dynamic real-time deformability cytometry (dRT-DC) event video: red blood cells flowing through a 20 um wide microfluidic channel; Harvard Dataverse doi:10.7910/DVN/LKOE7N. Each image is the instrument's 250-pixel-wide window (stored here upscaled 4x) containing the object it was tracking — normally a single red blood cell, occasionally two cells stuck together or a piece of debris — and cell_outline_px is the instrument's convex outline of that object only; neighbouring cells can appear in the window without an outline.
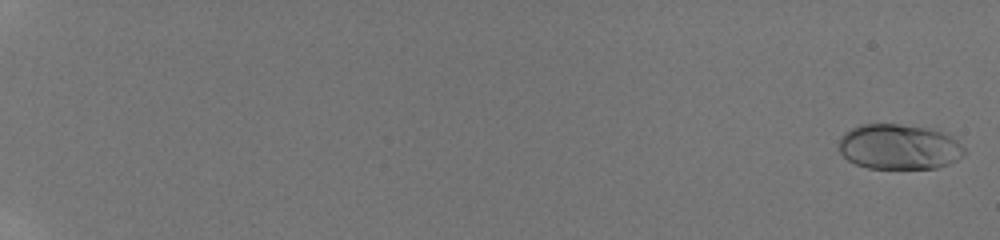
{"species": "human", "species_latin": "Homo sapiens", "temperature_condition": "room temperature", "stored_images_in_passage": 40, "camera_frame_rate_fps": 3000, "um_per_image_px": 0.085, "donor": {"sex": "male"}, "frame": {"image": 1, "passage_image": 2, "time_ms": 0.333, "image_size_px": [1000, 240], "cell_outline_px": [[964, 156], [948, 164], [936, 168], [868, 168], [856, 164], [848, 160], [836, 148], [840, 136], [844, 132], [860, 124], [896, 124], [928, 128], [940, 132], [956, 140], [964, 148]], "centroid_in_image_um": [76.35, 12.48], "position_along_channel_um": 8.6, "area_um2": 33.06}}
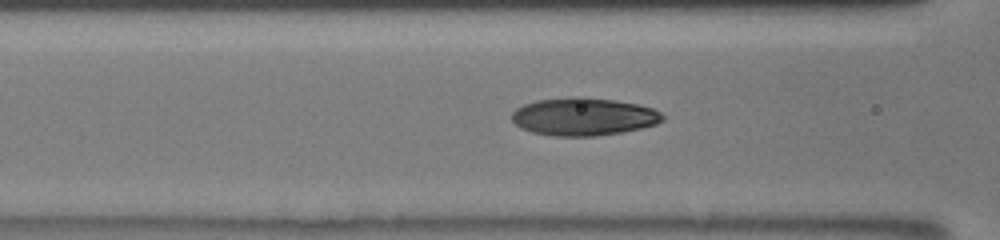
{"frame": {"image": 2, "passage_image": 27, "time_ms": 8.667, "image_size_px": [1000, 240], "cell_outline_px": [[664, 120], [656, 124], [640, 128], [620, 132], [596, 136], [552, 136], [532, 132], [520, 128], [512, 120], [512, 112], [516, 108], [524, 104], [536, 100], [576, 96], [584, 96], [612, 100], [636, 104], [652, 108], [660, 112], [664, 116]], "centroid_in_image_um": [49.57, 9.91], "position_along_channel_um": 117.0, "area_um2": 33.23}}
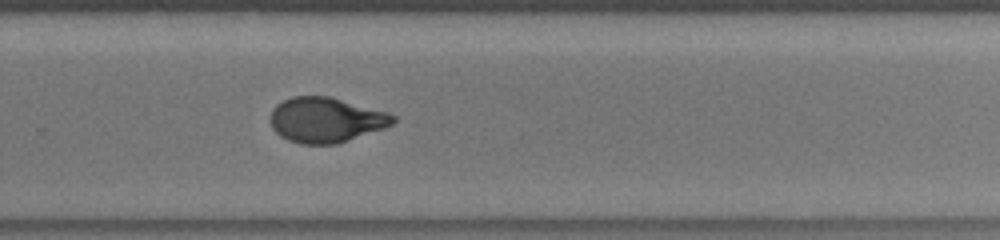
{"frame": {"image": 3, "passage_image": 40, "time_ms": 13.0, "image_size_px": [1000, 240], "cell_outline_px": [[396, 120], [392, 124], [384, 128], [336, 144], [300, 144], [288, 140], [280, 136], [272, 128], [268, 120], [272, 108], [276, 104], [292, 96], [328, 96], [388, 112], [396, 116]], "centroid_in_image_um": [27.66, 10.19], "position_along_channel_um": 302.1, "area_um2": 32.37}}